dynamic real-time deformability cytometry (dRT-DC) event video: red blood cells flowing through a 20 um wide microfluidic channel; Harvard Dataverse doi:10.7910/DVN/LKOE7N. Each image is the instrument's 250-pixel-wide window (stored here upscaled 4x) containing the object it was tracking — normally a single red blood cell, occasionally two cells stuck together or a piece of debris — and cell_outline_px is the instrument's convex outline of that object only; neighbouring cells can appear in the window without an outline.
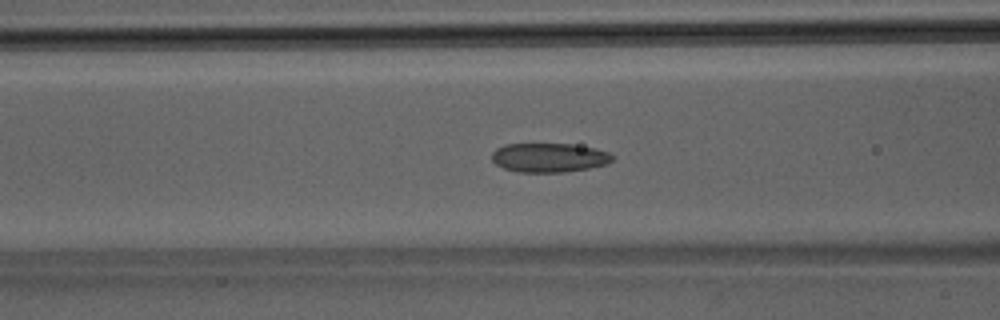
{"species": "Egyptian fruit bat (a non-hibernating species)", "species_latin": "Rousettus aegyptiacus", "temperature_condition": "room temperature", "stored_images_in_passage": 25, "camera_frame_rate_fps": 3000, "um_per_image_px": 0.085, "animal": {"sex": "male"}, "frame": {"image": 1, "passage_image": 4, "time_ms": 1.0, "image_size_px": [1000, 320], "cell_outline_px": [[616, 156], [608, 164], [588, 168], [564, 172], [516, 172], [504, 168], [496, 164], [492, 160], [492, 152], [496, 148], [504, 144], [572, 144], [596, 148], [608, 152]], "centroid_in_image_um": [46.68, 13.39], "position_along_channel_um": 119.9, "area_um2": 20.63}}
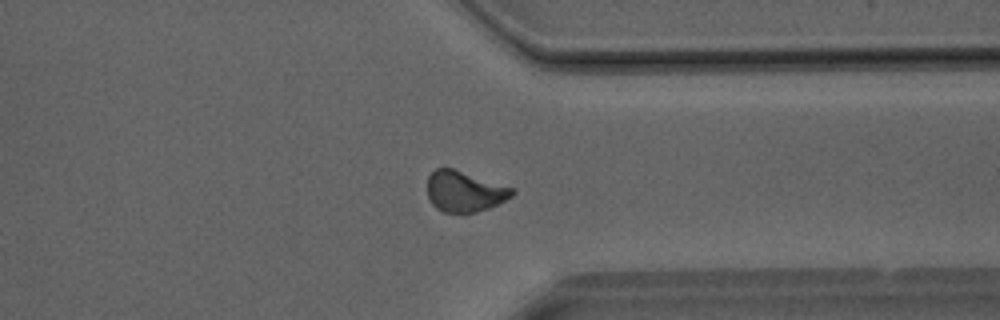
{"frame": {"image": 2, "passage_image": 19, "time_ms": 6.0, "image_size_px": [1000, 320], "cell_outline_px": [[516, 192], [512, 196], [488, 208], [464, 216], [460, 216], [444, 212], [436, 208], [432, 204], [428, 196], [428, 176], [436, 168], [452, 168], [512, 188]], "centroid_in_image_um": [39.44, 16.32], "position_along_channel_um": 372.0, "area_um2": 20.23}}
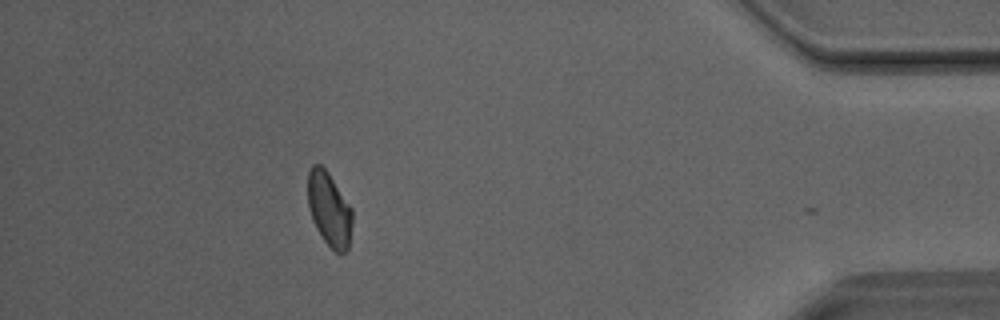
{"frame": {"image": 3, "passage_image": 24, "time_ms": 7.667, "image_size_px": [1000, 320], "cell_outline_px": [[352, 224], [348, 248], [340, 256], [324, 240], [316, 228], [312, 220], [308, 208], [308, 172], [312, 164], [320, 164], [328, 172], [352, 208]], "centroid_in_image_um": [27.98, 17.78], "position_along_channel_um": 407.2, "area_um2": 19.25}}